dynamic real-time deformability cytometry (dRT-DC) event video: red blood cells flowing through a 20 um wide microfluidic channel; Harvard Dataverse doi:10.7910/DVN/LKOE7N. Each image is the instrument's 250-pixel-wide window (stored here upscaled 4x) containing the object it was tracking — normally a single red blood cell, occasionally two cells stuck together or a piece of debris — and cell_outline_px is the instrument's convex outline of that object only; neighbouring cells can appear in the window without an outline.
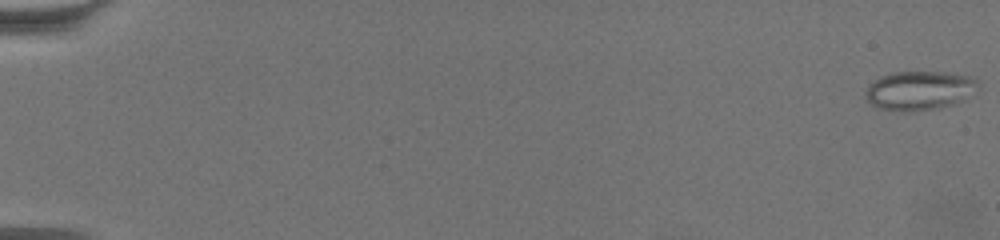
{"species": "common noctule bat (a hibernating species)", "species_latin": "Nyctalus noctula", "temperature_condition": "warm", "stored_images_in_passage": 64, "camera_frame_rate_fps": 3000, "um_per_image_px": 0.085, "animal": {"sex": "female", "body_mass_g": 19.5, "forearm_length_mm": 54.1}, "frame": {"image": 1, "passage_image": 1, "time_ms": 0.0, "image_size_px": [1000, 240], "cell_outline_px": [[976, 80], [964, 100], [940, 108], [908, 112], [904, 112], [880, 108], [872, 104], [868, 100], [868, 88], [876, 80], [892, 72], [948, 72], [964, 76]], "centroid_in_image_um": [78.1, 7.71], "position_along_channel_um": 6.9, "area_um2": 24.57}}
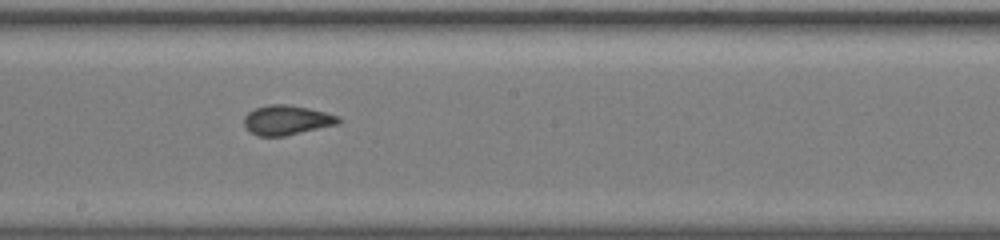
{"frame": {"image": 2, "passage_image": 38, "time_ms": 12.333, "image_size_px": [1000, 240], "cell_outline_px": [[344, 120], [340, 124], [284, 136], [256, 136], [244, 124], [244, 116], [248, 112], [256, 108], [268, 104], [288, 104], [308, 108], [340, 116]], "centroid_in_image_um": [24.42, 10.2], "position_along_channel_um": 223.8, "area_um2": 16.42}}
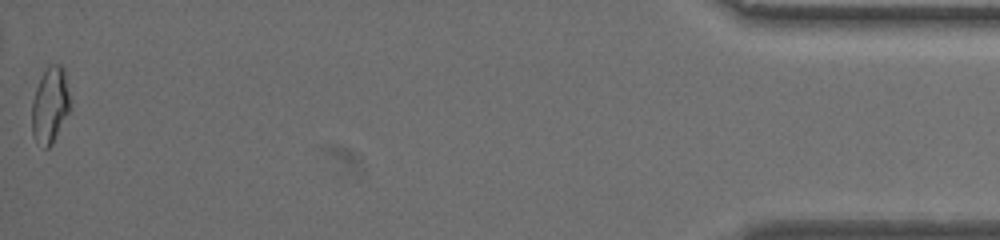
{"frame": {"image": 3, "passage_image": 64, "time_ms": 21.0, "image_size_px": [1000, 240], "cell_outline_px": [[68, 112], [52, 144], [48, 148], [44, 148], [36, 144], [32, 136], [32, 100], [36, 88], [48, 64], [60, 64], [64, 68], [68, 92]], "centroid_in_image_um": [4.21, 8.97], "position_along_channel_um": 431.0, "area_um2": 16.7}}